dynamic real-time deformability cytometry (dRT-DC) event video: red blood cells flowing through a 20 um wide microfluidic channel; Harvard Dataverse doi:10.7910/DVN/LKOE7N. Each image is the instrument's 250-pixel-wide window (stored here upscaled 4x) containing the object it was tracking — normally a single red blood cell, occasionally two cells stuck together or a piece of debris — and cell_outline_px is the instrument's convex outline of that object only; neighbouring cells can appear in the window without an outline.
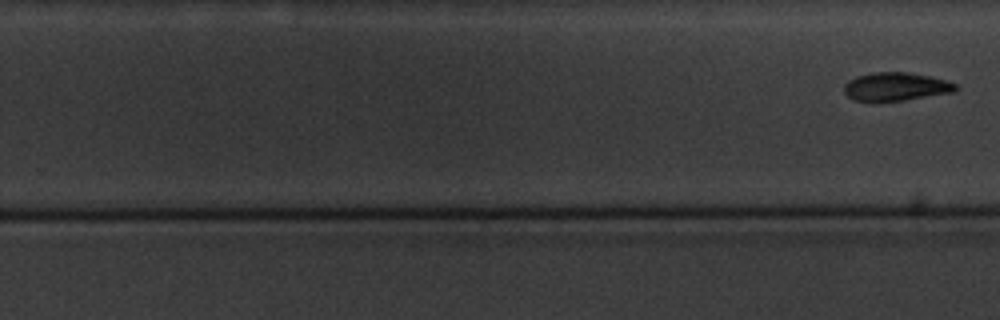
{"species": "common noctule bat (a hibernating species)", "species_latin": "Nyctalus noctula", "temperature_condition": "cold", "stored_images_in_passage": 12, "segment_of_instrument_passage": [2, 2], "camera_frame_rate_fps": 3000, "um_per_image_px": 0.085, "animal": {"sex": "male", "body_mass_g": 20.1, "forearm_length_mm": 53.5}, "frame": {"image": 1, "passage_image": 12, "time_ms": 12.667, "image_size_px": [1000, 320], "cell_outline_px": [[960, 88], [956, 92], [900, 100], [852, 100], [844, 92], [844, 84], [848, 80], [856, 76], [872, 72], [904, 72], [932, 76], [948, 80], [956, 84]], "centroid_in_image_um": [76.19, 7.34], "position_along_channel_um": 253.6, "area_um2": 18.38}}